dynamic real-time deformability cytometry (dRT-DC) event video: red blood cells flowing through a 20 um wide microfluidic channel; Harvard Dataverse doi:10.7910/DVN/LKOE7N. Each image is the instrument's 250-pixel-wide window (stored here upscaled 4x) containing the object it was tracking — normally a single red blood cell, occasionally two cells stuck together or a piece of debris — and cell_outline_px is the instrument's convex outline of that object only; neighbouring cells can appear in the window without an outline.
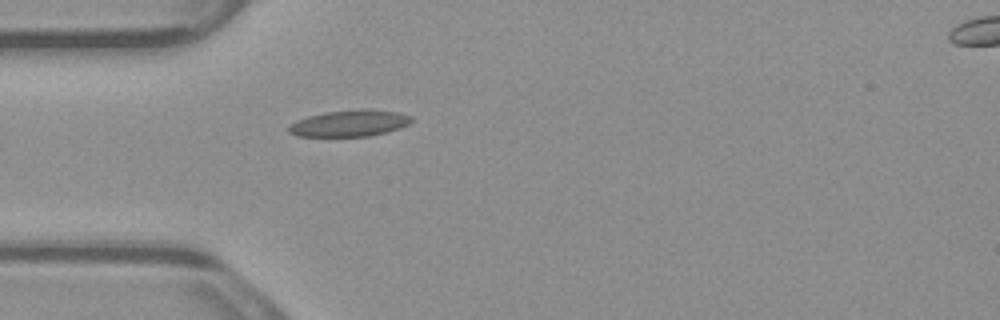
{"species": "common noctule bat (a hibernating species)", "species_latin": "Nyctalus noctula", "temperature_condition": "warm", "stored_images_in_passage": 2, "segment_of_instrument_passage": [1, 2], "camera_frame_rate_fps": 3000, "um_per_image_px": 0.085, "animal": {"sex": "male", "body_mass_g": 23.1, "forearm_length_mm": 52.7}, "frame": {"image": 1, "passage_image": 1, "time_ms": 0.0, "image_size_px": [1000, 320], "cell_outline_px": [[412, 120], [408, 124], [400, 128], [368, 136], [296, 136], [288, 132], [288, 128], [296, 120], [308, 116], [324, 112], [360, 108], [372, 108], [396, 112], [412, 116]], "centroid_in_image_um": [29.71, 10.46], "position_along_channel_um": 55.3, "area_um2": 19.02}}